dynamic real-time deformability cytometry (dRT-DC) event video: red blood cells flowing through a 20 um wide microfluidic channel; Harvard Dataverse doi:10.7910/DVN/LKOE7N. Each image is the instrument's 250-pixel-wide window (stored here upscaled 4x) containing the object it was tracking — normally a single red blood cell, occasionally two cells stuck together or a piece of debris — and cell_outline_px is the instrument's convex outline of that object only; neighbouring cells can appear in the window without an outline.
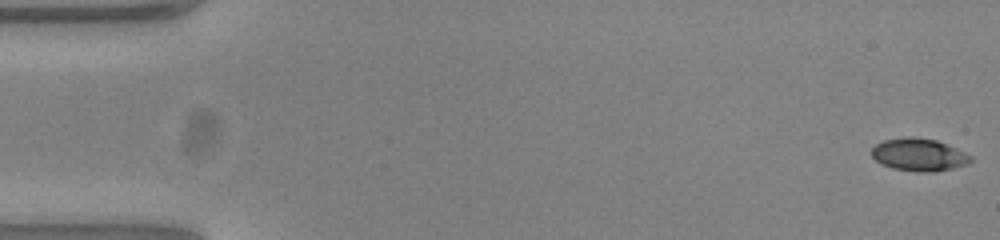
{"species": "common noctule bat (a hibernating species)", "species_latin": "Nyctalus noctula", "temperature_condition": "warm", "stored_images_in_passage": 53, "camera_frame_rate_fps": 3000, "um_per_image_px": 0.085, "animal": {"sex": "female", "body_mass_g": 23.0, "forearm_length_mm": 53.4}, "frame": {"image": 1, "passage_image": 1, "time_ms": 0.0, "image_size_px": [1000, 240], "cell_outline_px": [[972, 160], [964, 164], [952, 168], [932, 172], [924, 172], [892, 168], [880, 164], [872, 156], [872, 148], [876, 144], [884, 140], [908, 136], [912, 136], [936, 140], [956, 148], [972, 156]], "centroid_in_image_um": [78.08, 13.14], "position_along_channel_um": 6.9, "area_um2": 18.61}}
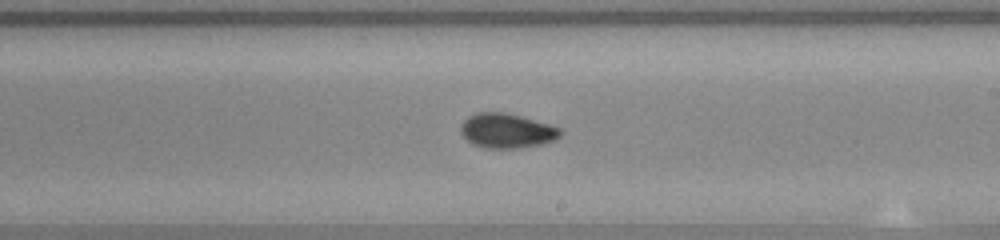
{"frame": {"image": 2, "passage_image": 31, "time_ms": 10.0, "image_size_px": [1000, 240], "cell_outline_px": [[564, 132], [556, 140], [540, 144], [520, 148], [484, 148], [472, 144], [460, 132], [460, 124], [468, 116], [476, 112], [504, 112], [520, 116], [548, 124], [560, 128]], "centroid_in_image_um": [43.06, 11.11], "position_along_channel_um": 245.9, "area_um2": 20.17}}
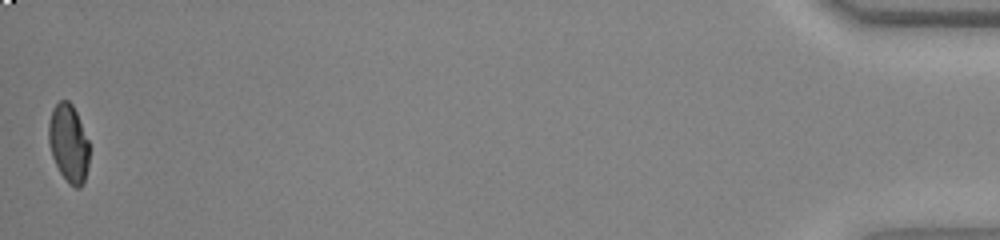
{"frame": {"image": 3, "passage_image": 53, "time_ms": 17.333, "image_size_px": [1000, 240], "cell_outline_px": [[88, 168], [84, 180], [80, 188], [76, 188], [68, 184], [60, 172], [52, 156], [48, 140], [48, 124], [52, 108], [60, 100], [68, 100], [72, 104], [76, 112], [88, 140]], "centroid_in_image_um": [5.81, 12.18], "position_along_channel_um": 429.4, "area_um2": 18.44}, "authors_computed_cell_mechanics": {"area_um2": 19.2474, "velocity_mm_per_s": 3.8559, "shape_relaxation_time_tau1_ms": 3.9983, "shape_relaxation_time_tau2_ms": 2.4228, "deformation_change_tau1": 0.1398, "deformation_change_tau2": 0.0347}}